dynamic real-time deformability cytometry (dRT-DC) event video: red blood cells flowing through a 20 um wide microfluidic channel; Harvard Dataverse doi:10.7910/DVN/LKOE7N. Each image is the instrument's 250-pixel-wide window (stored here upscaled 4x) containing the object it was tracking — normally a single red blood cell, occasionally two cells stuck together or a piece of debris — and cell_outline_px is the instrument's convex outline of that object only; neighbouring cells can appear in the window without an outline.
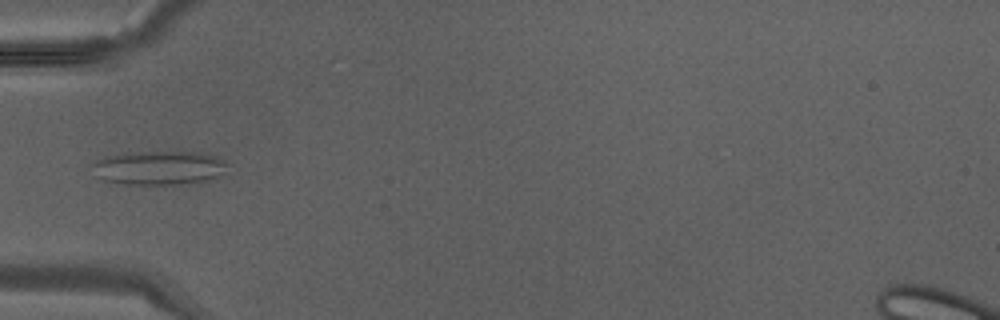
{"species": "Egyptian fruit bat (a non-hibernating species)", "species_latin": "Rousettus aegyptiacus", "temperature_condition": "warm", "stored_images_in_passage": 15, "camera_frame_rate_fps": 3000, "um_per_image_px": 0.085, "animal": {"sex": "male"}, "frame": {"image": 1, "passage_image": 1, "time_ms": 0.0, "image_size_px": [1000, 320], "cell_outline_px": [[228, 164], [216, 176], [204, 180], [180, 184], [124, 184], [100, 180], [96, 176], [92, 164], [104, 156], [128, 152], [200, 152], [216, 156], [224, 160]], "centroid_in_image_um": [13.44, 14.25], "position_along_channel_um": 71.6, "area_um2": 26.53}}